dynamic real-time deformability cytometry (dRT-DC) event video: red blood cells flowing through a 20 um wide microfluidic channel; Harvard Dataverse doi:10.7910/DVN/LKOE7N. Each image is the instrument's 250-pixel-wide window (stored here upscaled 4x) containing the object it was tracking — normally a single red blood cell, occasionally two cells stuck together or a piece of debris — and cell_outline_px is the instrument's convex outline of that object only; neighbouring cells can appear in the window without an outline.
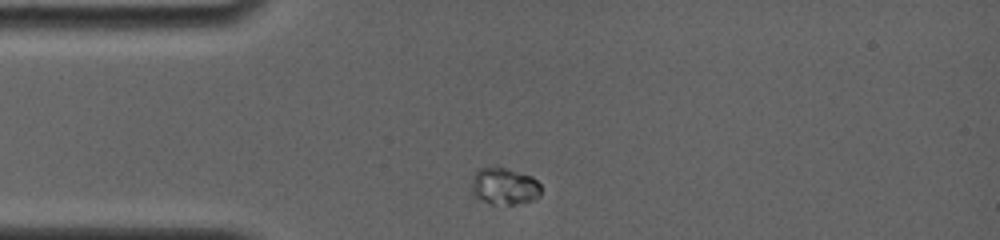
{"species": "common noctule bat (a hibernating species)", "species_latin": "Nyctalus noctula", "temperature_condition": "room temperature", "stored_images_in_passage": 2, "camera_frame_rate_fps": 4000, "um_per_image_px": 0.085, "animal": {"sex": "female", "body_mass_g": 19.0, "forearm_length_mm": 56.7}, "frame": {"image": 1, "passage_image": 1, "time_ms": 0.0, "image_size_px": [1000, 240], "cell_outline_px": [[540, 196], [524, 204], [492, 204], [472, 196], [472, 176], [480, 168], [504, 168], [532, 176], [540, 184]], "centroid_in_image_um": [42.87, 15.86], "position_along_channel_um": 42.1, "area_um2": 14.91}}